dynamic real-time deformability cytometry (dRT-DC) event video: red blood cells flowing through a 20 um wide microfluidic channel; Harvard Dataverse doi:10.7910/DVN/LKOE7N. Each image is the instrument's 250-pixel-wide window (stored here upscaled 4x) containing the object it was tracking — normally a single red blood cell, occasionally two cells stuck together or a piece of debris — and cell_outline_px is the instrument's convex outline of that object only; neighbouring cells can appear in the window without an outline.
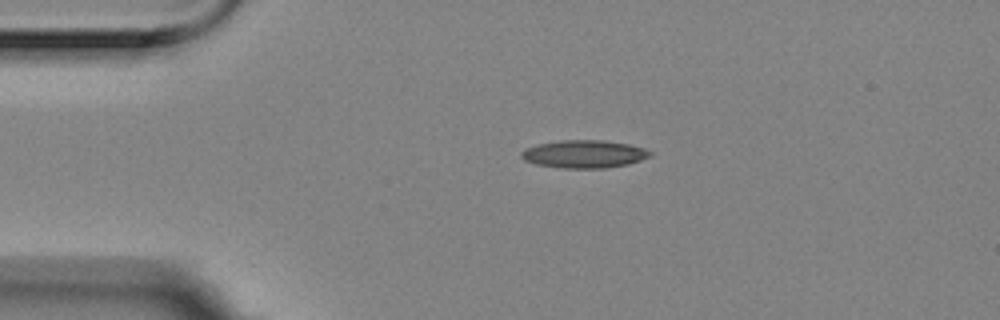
{"species": "Egyptian fruit bat (a non-hibernating species)", "species_latin": "Rousettus aegyptiacus", "temperature_condition": "room temperature", "stored_images_in_passage": 4, "camera_frame_rate_fps": 3000, "um_per_image_px": 0.085, "animal": {"sex": "female"}, "frame": {"image": 1, "passage_image": 3, "time_ms": 0.667, "image_size_px": [1000, 320], "cell_outline_px": [[652, 156], [628, 164], [604, 168], [560, 168], [536, 164], [524, 160], [520, 156], [520, 152], [536, 144], [560, 140], [604, 140], [628, 144], [644, 148], [652, 152]], "centroid_in_image_um": [49.65, 13.09], "position_along_channel_um": 35.4, "area_um2": 20.92}}